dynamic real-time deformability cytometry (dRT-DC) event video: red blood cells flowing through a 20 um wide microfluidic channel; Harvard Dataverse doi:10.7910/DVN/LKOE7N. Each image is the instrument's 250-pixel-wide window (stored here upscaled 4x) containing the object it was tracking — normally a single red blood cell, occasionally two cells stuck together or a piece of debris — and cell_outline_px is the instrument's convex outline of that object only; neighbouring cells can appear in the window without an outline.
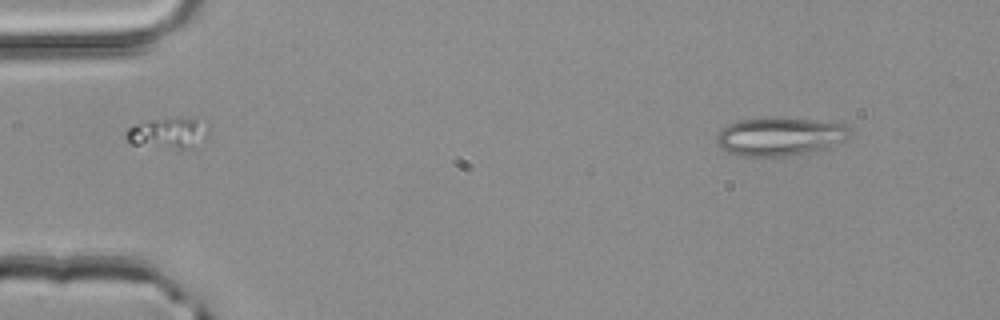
{"species": "common noctule bat (a hibernating species)", "species_latin": "Nyctalus noctula", "temperature_condition": "room temperature", "stored_images_in_passage": 3, "camera_frame_rate_fps": 3000, "um_per_image_px": 0.085, "animal": {"sex": "male", "body_mass_g": 20.4}, "frame": {"image": 1, "passage_image": 1, "time_ms": 0.0, "image_size_px": [1000, 320], "cell_outline_px": [[852, 132], [844, 140], [824, 148], [808, 152], [784, 156], [748, 156], [732, 152], [724, 148], [716, 140], [716, 136], [720, 128], [728, 124], [740, 120], [772, 116], [840, 120]], "centroid_in_image_um": [66.37, 11.53], "position_along_channel_um": 18.6, "area_um2": 30.23}}